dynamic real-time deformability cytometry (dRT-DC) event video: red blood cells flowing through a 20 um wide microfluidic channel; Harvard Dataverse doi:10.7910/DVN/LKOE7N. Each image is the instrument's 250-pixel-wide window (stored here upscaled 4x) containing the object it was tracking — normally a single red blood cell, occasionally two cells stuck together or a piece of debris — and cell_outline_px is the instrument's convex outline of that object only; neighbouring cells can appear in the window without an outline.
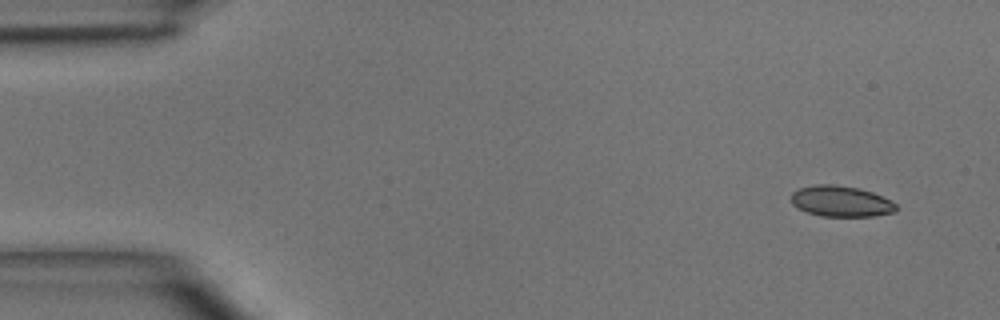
{"species": "common noctule bat (a hibernating species)", "species_latin": "Nyctalus noctula", "temperature_condition": "room temperature", "stored_images_in_passage": 4, "camera_frame_rate_fps": 3000, "um_per_image_px": 0.085, "animal": {"sex": "male", "body_mass_g": 15.6}, "frame": {"image": 1, "passage_image": 1, "time_ms": 0.0, "image_size_px": [1000, 320], "cell_outline_px": [[896, 212], [876, 216], [820, 216], [808, 212], [792, 204], [792, 192], [800, 188], [816, 184], [836, 184], [860, 188], [872, 192], [896, 204]], "centroid_in_image_um": [71.49, 17.1], "position_along_channel_um": 13.5, "area_um2": 18.79}}
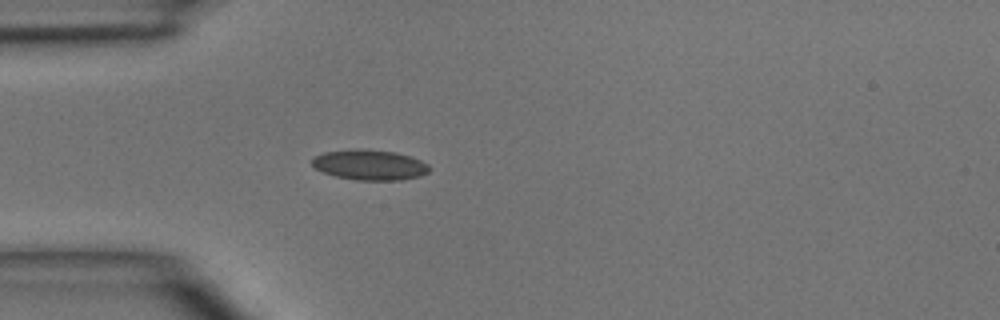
{"frame": {"image": 2, "passage_image": 4, "time_ms": 3.333, "image_size_px": [1000, 320], "cell_outline_px": [[428, 172], [420, 176], [400, 180], [356, 180], [336, 176], [324, 172], [316, 168], [312, 164], [312, 156], [324, 152], [352, 148], [364, 148], [396, 152], [420, 160], [428, 164]], "centroid_in_image_um": [31.39, 13.99], "position_along_channel_um": 53.6, "area_um2": 20.81}}